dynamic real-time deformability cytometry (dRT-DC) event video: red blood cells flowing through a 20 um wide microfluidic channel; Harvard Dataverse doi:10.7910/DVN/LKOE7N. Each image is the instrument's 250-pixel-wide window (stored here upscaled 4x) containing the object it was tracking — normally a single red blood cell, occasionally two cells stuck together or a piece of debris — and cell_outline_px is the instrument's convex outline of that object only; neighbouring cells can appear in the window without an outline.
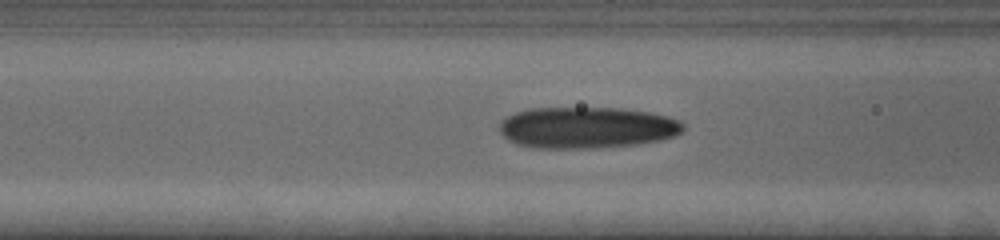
{"species": "human", "species_latin": "Homo sapiens", "temperature_condition": "cold", "stored_images_in_passage": 24, "camera_frame_rate_fps": 3000, "um_per_image_px": 0.085, "donor": {"sex": "female"}, "frame": {"image": 1, "passage_image": 18, "time_ms": 5.667, "image_size_px": [1000, 240], "cell_outline_px": [[684, 128], [676, 136], [660, 140], [636, 144], [592, 148], [536, 148], [516, 144], [508, 140], [500, 132], [500, 120], [516, 112], [528, 108], [616, 108], [648, 112], [668, 116], [680, 120], [684, 124]], "centroid_in_image_um": [49.87, 10.84], "position_along_channel_um": 116.7, "area_um2": 44.39}}
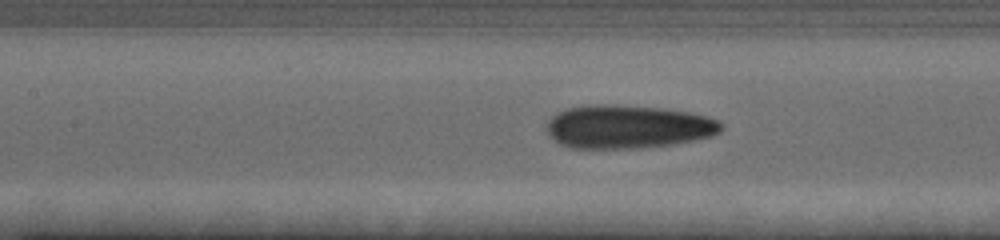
{"frame": {"image": 2, "passage_image": 21, "time_ms": 6.667, "image_size_px": [1000, 240], "cell_outline_px": [[724, 128], [720, 132], [712, 136], [692, 140], [668, 144], [632, 148], [572, 148], [560, 144], [552, 140], [548, 136], [548, 120], [552, 116], [568, 108], [592, 104], [608, 104], [664, 108], [688, 112], [708, 116], [720, 120], [724, 124]], "centroid_in_image_um": [53.38, 10.76], "position_along_channel_um": 154.0, "area_um2": 44.1}}